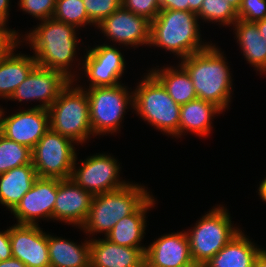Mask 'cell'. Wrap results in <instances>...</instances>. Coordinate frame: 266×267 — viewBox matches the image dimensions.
I'll return each instance as SVG.
<instances>
[{
    "mask_svg": "<svg viewBox=\"0 0 266 267\" xmlns=\"http://www.w3.org/2000/svg\"><path fill=\"white\" fill-rule=\"evenodd\" d=\"M214 46L183 58L182 65L189 73L198 99L226 108L230 96V73L220 51Z\"/></svg>",
    "mask_w": 266,
    "mask_h": 267,
    "instance_id": "obj_1",
    "label": "cell"
},
{
    "mask_svg": "<svg viewBox=\"0 0 266 267\" xmlns=\"http://www.w3.org/2000/svg\"><path fill=\"white\" fill-rule=\"evenodd\" d=\"M197 14L182 10H160L150 23V43L175 52L181 58L204 50L200 45Z\"/></svg>",
    "mask_w": 266,
    "mask_h": 267,
    "instance_id": "obj_2",
    "label": "cell"
},
{
    "mask_svg": "<svg viewBox=\"0 0 266 267\" xmlns=\"http://www.w3.org/2000/svg\"><path fill=\"white\" fill-rule=\"evenodd\" d=\"M75 26L56 19L44 20L28 35L36 56L37 65L63 73L70 79L67 67L74 57L76 47Z\"/></svg>",
    "mask_w": 266,
    "mask_h": 267,
    "instance_id": "obj_3",
    "label": "cell"
},
{
    "mask_svg": "<svg viewBox=\"0 0 266 267\" xmlns=\"http://www.w3.org/2000/svg\"><path fill=\"white\" fill-rule=\"evenodd\" d=\"M149 197L144 188L132 184L95 195L82 227L90 233L105 231L107 236L118 221L134 213Z\"/></svg>",
    "mask_w": 266,
    "mask_h": 267,
    "instance_id": "obj_4",
    "label": "cell"
},
{
    "mask_svg": "<svg viewBox=\"0 0 266 267\" xmlns=\"http://www.w3.org/2000/svg\"><path fill=\"white\" fill-rule=\"evenodd\" d=\"M138 87L131 98L138 114L160 130L179 135L181 106L168 95L161 82L149 73Z\"/></svg>",
    "mask_w": 266,
    "mask_h": 267,
    "instance_id": "obj_5",
    "label": "cell"
},
{
    "mask_svg": "<svg viewBox=\"0 0 266 267\" xmlns=\"http://www.w3.org/2000/svg\"><path fill=\"white\" fill-rule=\"evenodd\" d=\"M70 84L47 109L49 128L71 140L82 142L92 133L87 94L78 87L71 90Z\"/></svg>",
    "mask_w": 266,
    "mask_h": 267,
    "instance_id": "obj_6",
    "label": "cell"
},
{
    "mask_svg": "<svg viewBox=\"0 0 266 267\" xmlns=\"http://www.w3.org/2000/svg\"><path fill=\"white\" fill-rule=\"evenodd\" d=\"M73 140L48 129L32 149V164L38 177L69 179L75 166Z\"/></svg>",
    "mask_w": 266,
    "mask_h": 267,
    "instance_id": "obj_7",
    "label": "cell"
},
{
    "mask_svg": "<svg viewBox=\"0 0 266 267\" xmlns=\"http://www.w3.org/2000/svg\"><path fill=\"white\" fill-rule=\"evenodd\" d=\"M238 232L231 227L230 217L222 207L213 209L187 234L193 262L205 264Z\"/></svg>",
    "mask_w": 266,
    "mask_h": 267,
    "instance_id": "obj_8",
    "label": "cell"
},
{
    "mask_svg": "<svg viewBox=\"0 0 266 267\" xmlns=\"http://www.w3.org/2000/svg\"><path fill=\"white\" fill-rule=\"evenodd\" d=\"M89 101L92 132L100 134L117 130L128 104L127 91L120 84L115 86L92 87L85 91ZM129 96V97H128Z\"/></svg>",
    "mask_w": 266,
    "mask_h": 267,
    "instance_id": "obj_9",
    "label": "cell"
},
{
    "mask_svg": "<svg viewBox=\"0 0 266 267\" xmlns=\"http://www.w3.org/2000/svg\"><path fill=\"white\" fill-rule=\"evenodd\" d=\"M72 79L63 73L36 65L27 78L20 83L10 99L43 100L36 108L49 109L60 93L71 84Z\"/></svg>",
    "mask_w": 266,
    "mask_h": 267,
    "instance_id": "obj_10",
    "label": "cell"
},
{
    "mask_svg": "<svg viewBox=\"0 0 266 267\" xmlns=\"http://www.w3.org/2000/svg\"><path fill=\"white\" fill-rule=\"evenodd\" d=\"M118 170L119 166L114 158L103 154L96 155L84 160L78 171L73 167L70 179L95 196L119 190L127 185L125 182H118Z\"/></svg>",
    "mask_w": 266,
    "mask_h": 267,
    "instance_id": "obj_11",
    "label": "cell"
},
{
    "mask_svg": "<svg viewBox=\"0 0 266 267\" xmlns=\"http://www.w3.org/2000/svg\"><path fill=\"white\" fill-rule=\"evenodd\" d=\"M12 257L27 267H50L47 235L37 225L17 224L10 228Z\"/></svg>",
    "mask_w": 266,
    "mask_h": 267,
    "instance_id": "obj_12",
    "label": "cell"
},
{
    "mask_svg": "<svg viewBox=\"0 0 266 267\" xmlns=\"http://www.w3.org/2000/svg\"><path fill=\"white\" fill-rule=\"evenodd\" d=\"M47 109L31 108L4 118L0 134L31 150L49 129Z\"/></svg>",
    "mask_w": 266,
    "mask_h": 267,
    "instance_id": "obj_13",
    "label": "cell"
},
{
    "mask_svg": "<svg viewBox=\"0 0 266 267\" xmlns=\"http://www.w3.org/2000/svg\"><path fill=\"white\" fill-rule=\"evenodd\" d=\"M56 198L57 179L38 177L12 212L18 224L36 225V217L52 218Z\"/></svg>",
    "mask_w": 266,
    "mask_h": 267,
    "instance_id": "obj_14",
    "label": "cell"
},
{
    "mask_svg": "<svg viewBox=\"0 0 266 267\" xmlns=\"http://www.w3.org/2000/svg\"><path fill=\"white\" fill-rule=\"evenodd\" d=\"M93 197L72 179H57V198L52 218L82 226L88 216Z\"/></svg>",
    "mask_w": 266,
    "mask_h": 267,
    "instance_id": "obj_15",
    "label": "cell"
},
{
    "mask_svg": "<svg viewBox=\"0 0 266 267\" xmlns=\"http://www.w3.org/2000/svg\"><path fill=\"white\" fill-rule=\"evenodd\" d=\"M150 23L145 17L121 7L98 26L114 41L128 45H141L150 43Z\"/></svg>",
    "mask_w": 266,
    "mask_h": 267,
    "instance_id": "obj_16",
    "label": "cell"
},
{
    "mask_svg": "<svg viewBox=\"0 0 266 267\" xmlns=\"http://www.w3.org/2000/svg\"><path fill=\"white\" fill-rule=\"evenodd\" d=\"M85 71L91 80V87L118 85L124 70V59L119 50L109 46H97L88 51Z\"/></svg>",
    "mask_w": 266,
    "mask_h": 267,
    "instance_id": "obj_17",
    "label": "cell"
},
{
    "mask_svg": "<svg viewBox=\"0 0 266 267\" xmlns=\"http://www.w3.org/2000/svg\"><path fill=\"white\" fill-rule=\"evenodd\" d=\"M193 262L187 234L164 235L145 252V267H185Z\"/></svg>",
    "mask_w": 266,
    "mask_h": 267,
    "instance_id": "obj_18",
    "label": "cell"
},
{
    "mask_svg": "<svg viewBox=\"0 0 266 267\" xmlns=\"http://www.w3.org/2000/svg\"><path fill=\"white\" fill-rule=\"evenodd\" d=\"M90 267H145V252L108 239L91 241Z\"/></svg>",
    "mask_w": 266,
    "mask_h": 267,
    "instance_id": "obj_19",
    "label": "cell"
},
{
    "mask_svg": "<svg viewBox=\"0 0 266 267\" xmlns=\"http://www.w3.org/2000/svg\"><path fill=\"white\" fill-rule=\"evenodd\" d=\"M37 178L32 163L0 174V203L12 211L31 189Z\"/></svg>",
    "mask_w": 266,
    "mask_h": 267,
    "instance_id": "obj_20",
    "label": "cell"
},
{
    "mask_svg": "<svg viewBox=\"0 0 266 267\" xmlns=\"http://www.w3.org/2000/svg\"><path fill=\"white\" fill-rule=\"evenodd\" d=\"M254 246L240 231L205 263V267H253L254 260L261 252Z\"/></svg>",
    "mask_w": 266,
    "mask_h": 267,
    "instance_id": "obj_21",
    "label": "cell"
},
{
    "mask_svg": "<svg viewBox=\"0 0 266 267\" xmlns=\"http://www.w3.org/2000/svg\"><path fill=\"white\" fill-rule=\"evenodd\" d=\"M153 200L149 197L134 213L118 221L106 239L120 246L142 248L146 252V248L138 244L145 230L144 214L151 205L153 206Z\"/></svg>",
    "mask_w": 266,
    "mask_h": 267,
    "instance_id": "obj_22",
    "label": "cell"
},
{
    "mask_svg": "<svg viewBox=\"0 0 266 267\" xmlns=\"http://www.w3.org/2000/svg\"><path fill=\"white\" fill-rule=\"evenodd\" d=\"M50 267H90V242H73L47 235Z\"/></svg>",
    "mask_w": 266,
    "mask_h": 267,
    "instance_id": "obj_23",
    "label": "cell"
},
{
    "mask_svg": "<svg viewBox=\"0 0 266 267\" xmlns=\"http://www.w3.org/2000/svg\"><path fill=\"white\" fill-rule=\"evenodd\" d=\"M37 65L34 57L13 53L0 60V96L10 98L16 88L23 82Z\"/></svg>",
    "mask_w": 266,
    "mask_h": 267,
    "instance_id": "obj_24",
    "label": "cell"
},
{
    "mask_svg": "<svg viewBox=\"0 0 266 267\" xmlns=\"http://www.w3.org/2000/svg\"><path fill=\"white\" fill-rule=\"evenodd\" d=\"M220 111L214 103L198 98L181 105L179 135L185 129L198 135H206L210 130V117Z\"/></svg>",
    "mask_w": 266,
    "mask_h": 267,
    "instance_id": "obj_25",
    "label": "cell"
},
{
    "mask_svg": "<svg viewBox=\"0 0 266 267\" xmlns=\"http://www.w3.org/2000/svg\"><path fill=\"white\" fill-rule=\"evenodd\" d=\"M234 24L246 59L263 72L266 71V41L262 38L256 22L238 19Z\"/></svg>",
    "mask_w": 266,
    "mask_h": 267,
    "instance_id": "obj_26",
    "label": "cell"
},
{
    "mask_svg": "<svg viewBox=\"0 0 266 267\" xmlns=\"http://www.w3.org/2000/svg\"><path fill=\"white\" fill-rule=\"evenodd\" d=\"M180 69L179 72L171 68L163 69L160 72L154 70L152 74L165 87L168 95L181 106L197 99V94L189 73L182 65Z\"/></svg>",
    "mask_w": 266,
    "mask_h": 267,
    "instance_id": "obj_27",
    "label": "cell"
},
{
    "mask_svg": "<svg viewBox=\"0 0 266 267\" xmlns=\"http://www.w3.org/2000/svg\"><path fill=\"white\" fill-rule=\"evenodd\" d=\"M32 163V150L0 134V174Z\"/></svg>",
    "mask_w": 266,
    "mask_h": 267,
    "instance_id": "obj_28",
    "label": "cell"
},
{
    "mask_svg": "<svg viewBox=\"0 0 266 267\" xmlns=\"http://www.w3.org/2000/svg\"><path fill=\"white\" fill-rule=\"evenodd\" d=\"M53 18L75 27L86 22L92 23L88 18L82 0H56Z\"/></svg>",
    "mask_w": 266,
    "mask_h": 267,
    "instance_id": "obj_29",
    "label": "cell"
},
{
    "mask_svg": "<svg viewBox=\"0 0 266 267\" xmlns=\"http://www.w3.org/2000/svg\"><path fill=\"white\" fill-rule=\"evenodd\" d=\"M197 16L230 24L238 20V11L226 0H203Z\"/></svg>",
    "mask_w": 266,
    "mask_h": 267,
    "instance_id": "obj_30",
    "label": "cell"
},
{
    "mask_svg": "<svg viewBox=\"0 0 266 267\" xmlns=\"http://www.w3.org/2000/svg\"><path fill=\"white\" fill-rule=\"evenodd\" d=\"M92 23L99 24L110 14L122 7V0H82Z\"/></svg>",
    "mask_w": 266,
    "mask_h": 267,
    "instance_id": "obj_31",
    "label": "cell"
},
{
    "mask_svg": "<svg viewBox=\"0 0 266 267\" xmlns=\"http://www.w3.org/2000/svg\"><path fill=\"white\" fill-rule=\"evenodd\" d=\"M122 7L152 22L160 12L157 0H122Z\"/></svg>",
    "mask_w": 266,
    "mask_h": 267,
    "instance_id": "obj_32",
    "label": "cell"
},
{
    "mask_svg": "<svg viewBox=\"0 0 266 267\" xmlns=\"http://www.w3.org/2000/svg\"><path fill=\"white\" fill-rule=\"evenodd\" d=\"M266 18V0H242L238 19L257 22Z\"/></svg>",
    "mask_w": 266,
    "mask_h": 267,
    "instance_id": "obj_33",
    "label": "cell"
},
{
    "mask_svg": "<svg viewBox=\"0 0 266 267\" xmlns=\"http://www.w3.org/2000/svg\"><path fill=\"white\" fill-rule=\"evenodd\" d=\"M20 5L23 11L44 21L53 17L56 0H20Z\"/></svg>",
    "mask_w": 266,
    "mask_h": 267,
    "instance_id": "obj_34",
    "label": "cell"
},
{
    "mask_svg": "<svg viewBox=\"0 0 266 267\" xmlns=\"http://www.w3.org/2000/svg\"><path fill=\"white\" fill-rule=\"evenodd\" d=\"M4 24L0 22V60L10 56L17 45L16 32L6 30Z\"/></svg>",
    "mask_w": 266,
    "mask_h": 267,
    "instance_id": "obj_35",
    "label": "cell"
},
{
    "mask_svg": "<svg viewBox=\"0 0 266 267\" xmlns=\"http://www.w3.org/2000/svg\"><path fill=\"white\" fill-rule=\"evenodd\" d=\"M12 257V249L10 243V229L0 232V261L7 260Z\"/></svg>",
    "mask_w": 266,
    "mask_h": 267,
    "instance_id": "obj_36",
    "label": "cell"
},
{
    "mask_svg": "<svg viewBox=\"0 0 266 267\" xmlns=\"http://www.w3.org/2000/svg\"><path fill=\"white\" fill-rule=\"evenodd\" d=\"M161 10L189 11L188 0H157Z\"/></svg>",
    "mask_w": 266,
    "mask_h": 267,
    "instance_id": "obj_37",
    "label": "cell"
},
{
    "mask_svg": "<svg viewBox=\"0 0 266 267\" xmlns=\"http://www.w3.org/2000/svg\"><path fill=\"white\" fill-rule=\"evenodd\" d=\"M0 267H27V266L17 258L11 257L7 260L0 261Z\"/></svg>",
    "mask_w": 266,
    "mask_h": 267,
    "instance_id": "obj_38",
    "label": "cell"
},
{
    "mask_svg": "<svg viewBox=\"0 0 266 267\" xmlns=\"http://www.w3.org/2000/svg\"><path fill=\"white\" fill-rule=\"evenodd\" d=\"M9 0H0V22L5 23L8 16Z\"/></svg>",
    "mask_w": 266,
    "mask_h": 267,
    "instance_id": "obj_39",
    "label": "cell"
},
{
    "mask_svg": "<svg viewBox=\"0 0 266 267\" xmlns=\"http://www.w3.org/2000/svg\"><path fill=\"white\" fill-rule=\"evenodd\" d=\"M253 267H266V251L261 250L254 260Z\"/></svg>",
    "mask_w": 266,
    "mask_h": 267,
    "instance_id": "obj_40",
    "label": "cell"
},
{
    "mask_svg": "<svg viewBox=\"0 0 266 267\" xmlns=\"http://www.w3.org/2000/svg\"><path fill=\"white\" fill-rule=\"evenodd\" d=\"M202 2L203 0H188L189 11L195 12L197 14L199 10L201 9Z\"/></svg>",
    "mask_w": 266,
    "mask_h": 267,
    "instance_id": "obj_41",
    "label": "cell"
},
{
    "mask_svg": "<svg viewBox=\"0 0 266 267\" xmlns=\"http://www.w3.org/2000/svg\"><path fill=\"white\" fill-rule=\"evenodd\" d=\"M256 24H257V27L259 29V32L262 38H264L266 41V18L263 20L257 21Z\"/></svg>",
    "mask_w": 266,
    "mask_h": 267,
    "instance_id": "obj_42",
    "label": "cell"
},
{
    "mask_svg": "<svg viewBox=\"0 0 266 267\" xmlns=\"http://www.w3.org/2000/svg\"><path fill=\"white\" fill-rule=\"evenodd\" d=\"M259 193L262 199L266 201V179H264V181H262V183L260 184Z\"/></svg>",
    "mask_w": 266,
    "mask_h": 267,
    "instance_id": "obj_43",
    "label": "cell"
},
{
    "mask_svg": "<svg viewBox=\"0 0 266 267\" xmlns=\"http://www.w3.org/2000/svg\"><path fill=\"white\" fill-rule=\"evenodd\" d=\"M231 4L237 11L239 10L242 0H226Z\"/></svg>",
    "mask_w": 266,
    "mask_h": 267,
    "instance_id": "obj_44",
    "label": "cell"
},
{
    "mask_svg": "<svg viewBox=\"0 0 266 267\" xmlns=\"http://www.w3.org/2000/svg\"><path fill=\"white\" fill-rule=\"evenodd\" d=\"M185 267H205V264L199 263V262H192L191 264H189Z\"/></svg>",
    "mask_w": 266,
    "mask_h": 267,
    "instance_id": "obj_45",
    "label": "cell"
},
{
    "mask_svg": "<svg viewBox=\"0 0 266 267\" xmlns=\"http://www.w3.org/2000/svg\"><path fill=\"white\" fill-rule=\"evenodd\" d=\"M2 114H3V112L0 110V132L2 130V125H3V122H4V118H1Z\"/></svg>",
    "mask_w": 266,
    "mask_h": 267,
    "instance_id": "obj_46",
    "label": "cell"
}]
</instances>
